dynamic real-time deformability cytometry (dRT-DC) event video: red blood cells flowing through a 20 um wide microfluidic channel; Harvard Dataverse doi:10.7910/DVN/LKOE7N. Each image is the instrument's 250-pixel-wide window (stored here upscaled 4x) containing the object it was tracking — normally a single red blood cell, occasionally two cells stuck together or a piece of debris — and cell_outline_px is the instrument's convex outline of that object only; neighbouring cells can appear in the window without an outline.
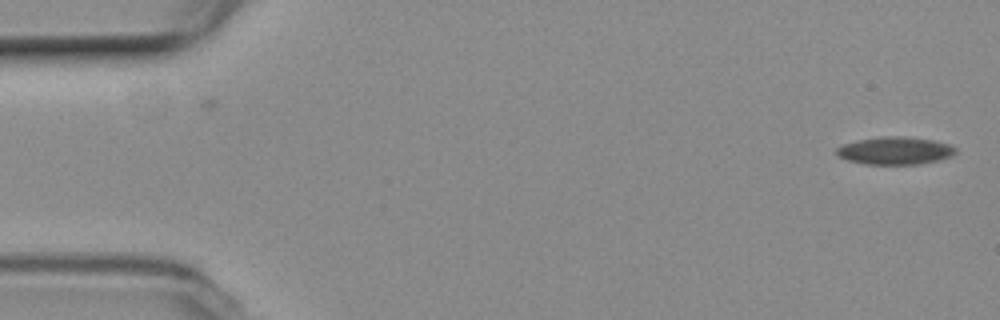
{"species": "common noctule bat (a hibernating species)", "species_latin": "Nyctalus noctula", "temperature_condition": "room temperature", "stored_images_in_passage": 22, "camera_frame_rate_fps": 3000, "um_per_image_px": 0.085, "animal": {"sex": "female", "body_mass_g": 19.3, "forearm_length_mm": 54.1}, "frame": {"image": 1, "passage_image": 1, "time_ms": 0.0, "image_size_px": [1000, 320], "cell_outline_px": [[956, 152], [952, 156], [940, 160], [920, 164], [864, 164], [848, 160], [840, 156], [836, 152], [836, 148], [844, 144], [860, 140], [884, 136], [900, 136], [932, 140], [948, 144], [956, 148]], "centroid_in_image_um": [76.11, 12.81], "position_along_channel_um": 8.9, "area_um2": 18.96}}
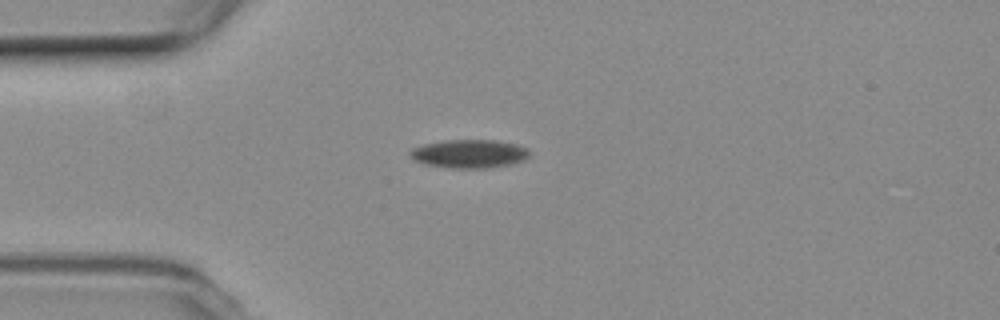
{"frame": {"image": 2, "passage_image": 14, "time_ms": 4.333, "image_size_px": [1000, 320], "cell_outline_px": [[528, 156], [524, 160], [508, 164], [488, 168], [452, 168], [424, 164], [416, 160], [408, 152], [412, 148], [424, 144], [444, 140], [496, 140], [516, 144], [528, 148]], "centroid_in_image_um": [39.88, 13.06], "position_along_channel_um": 45.1, "area_um2": 19.65}}